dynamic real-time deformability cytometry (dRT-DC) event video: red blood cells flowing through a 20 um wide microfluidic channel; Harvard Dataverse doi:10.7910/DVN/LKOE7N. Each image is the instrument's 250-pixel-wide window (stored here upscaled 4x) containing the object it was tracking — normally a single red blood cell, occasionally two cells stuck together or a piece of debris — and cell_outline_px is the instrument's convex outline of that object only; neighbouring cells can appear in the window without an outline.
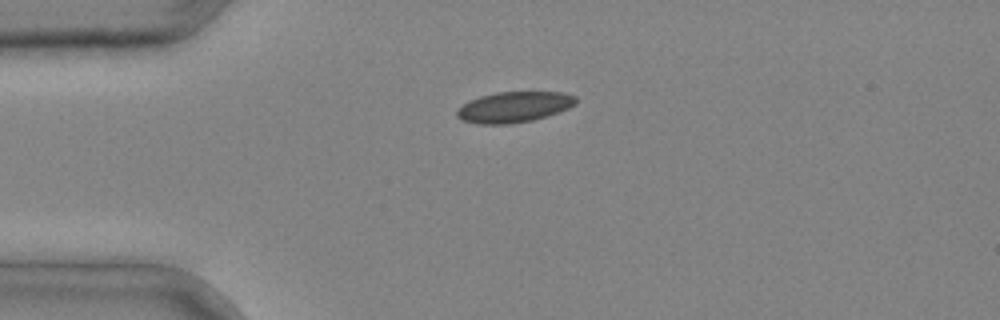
{"species": "common noctule bat (a hibernating species)", "species_latin": "Nyctalus noctula", "temperature_condition": "cold", "stored_images_in_passage": 1, "camera_frame_rate_fps": 3000, "um_per_image_px": 0.085, "animal": {"sex": "male", "body_mass_g": 20.4}, "frame": {"image": 1, "passage_image": 1, "time_ms": 0.0, "image_size_px": [1000, 320], "cell_outline_px": [[576, 104], [568, 108], [548, 116], [532, 120], [508, 124], [476, 124], [460, 120], [456, 116], [456, 108], [468, 100], [480, 96], [496, 92], [564, 92], [576, 96]], "centroid_in_image_um": [43.64, 9.1], "position_along_channel_um": 41.4, "area_um2": 21.56}}